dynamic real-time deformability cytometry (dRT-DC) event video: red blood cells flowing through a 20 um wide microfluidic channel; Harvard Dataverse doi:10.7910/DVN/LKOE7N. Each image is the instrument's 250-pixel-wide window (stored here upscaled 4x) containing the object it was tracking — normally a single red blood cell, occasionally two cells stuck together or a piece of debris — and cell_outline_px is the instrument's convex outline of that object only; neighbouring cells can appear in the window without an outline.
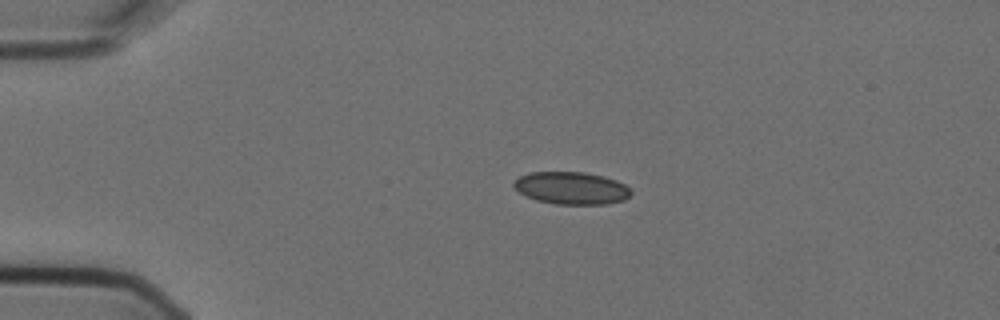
{"species": "Egyptian fruit bat (a non-hibernating species)", "species_latin": "Rousettus aegyptiacus", "temperature_condition": "cold", "stored_images_in_passage": 3, "camera_frame_rate_fps": 3000, "um_per_image_px": 0.085, "animal": {"sex": "female"}, "frame": {"image": 1, "passage_image": 1, "time_ms": 0.0, "image_size_px": [1000, 320], "cell_outline_px": [[632, 192], [624, 200], [608, 204], [556, 204], [536, 200], [524, 196], [512, 184], [520, 176], [528, 172], [584, 172], [604, 176], [616, 180], [624, 184]], "centroid_in_image_um": [48.56, 15.99], "position_along_channel_um": 36.4, "area_um2": 22.14}}
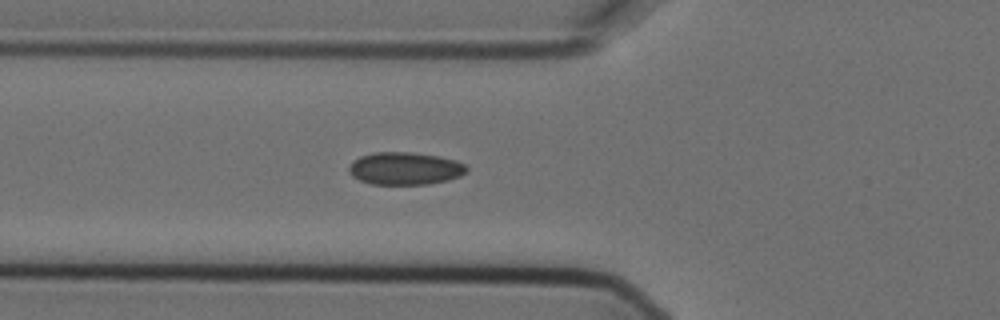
{"frame": {"image": 2, "passage_image": 3, "time_ms": 0.667, "image_size_px": [1000, 320], "cell_outline_px": [[468, 172], [460, 176], [448, 180], [428, 184], [372, 184], [360, 180], [352, 176], [348, 172], [348, 168], [352, 160], [360, 156], [376, 152], [408, 152], [440, 156], [456, 160], [464, 164], [468, 168]], "centroid_in_image_um": [34.42, 14.32], "position_along_channel_um": 91.4, "area_um2": 22.48}}